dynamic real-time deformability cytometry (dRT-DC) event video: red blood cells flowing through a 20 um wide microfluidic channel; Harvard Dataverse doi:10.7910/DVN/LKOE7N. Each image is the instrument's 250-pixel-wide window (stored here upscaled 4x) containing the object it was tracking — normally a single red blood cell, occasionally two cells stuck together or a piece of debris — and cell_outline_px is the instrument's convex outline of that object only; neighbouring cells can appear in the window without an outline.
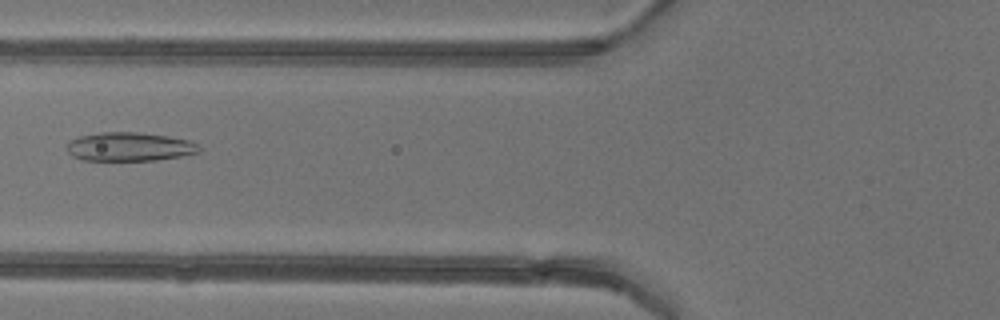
{"species": "common noctule bat (a hibernating species)", "species_latin": "Nyctalus noctula", "temperature_condition": "warm", "stored_images_in_passage": 3, "camera_frame_rate_fps": 3000, "um_per_image_px": 0.085, "animal": {"sex": "female"}, "frame": {"image": 1, "passage_image": 2, "time_ms": 1.333, "image_size_px": [1000, 320], "cell_outline_px": [[200, 152], [180, 156], [156, 160], [80, 160], [72, 156], [68, 152], [68, 140], [80, 136], [100, 132], [136, 132], [168, 136], [188, 140], [200, 144]], "centroid_in_image_um": [11.0, 12.47], "position_along_channel_um": 114.8, "area_um2": 22.2}}
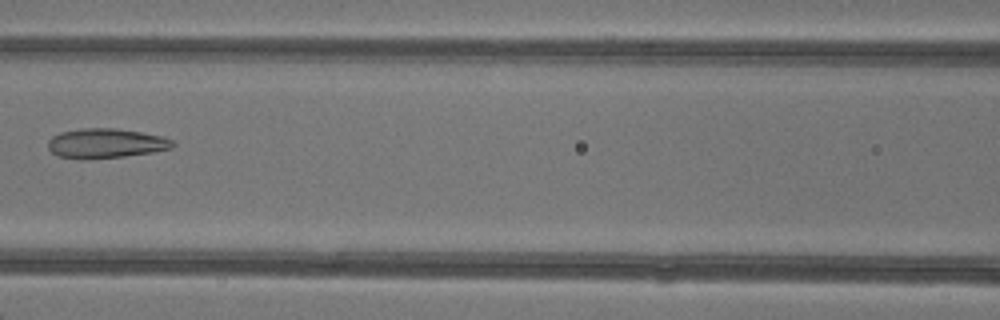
{"frame": {"image": 2, "passage_image": 3, "time_ms": 2.333, "image_size_px": [1000, 320], "cell_outline_px": [[176, 144], [172, 148], [152, 152], [124, 156], [56, 156], [48, 148], [48, 140], [52, 136], [60, 132], [84, 128], [116, 128], [140, 132], [160, 136], [172, 140]], "centroid_in_image_um": [9.02, 12.13], "position_along_channel_um": 157.6, "area_um2": 20.63}}